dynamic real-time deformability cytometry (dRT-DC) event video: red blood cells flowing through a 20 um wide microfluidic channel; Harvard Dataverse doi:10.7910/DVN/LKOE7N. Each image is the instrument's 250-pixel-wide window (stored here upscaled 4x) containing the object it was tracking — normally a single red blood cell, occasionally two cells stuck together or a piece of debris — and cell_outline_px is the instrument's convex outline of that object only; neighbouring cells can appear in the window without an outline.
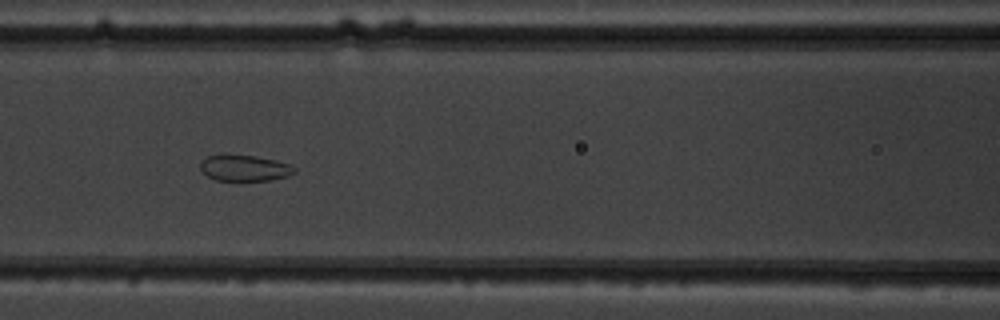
{"species": "common noctule bat (a hibernating species)", "species_latin": "Nyctalus noctula", "temperature_condition": "warm", "stored_images_in_passage": 10, "segment_of_instrument_passage": [1, 2], "camera_frame_rate_fps": 3000, "um_per_image_px": 0.085, "animal": {"sex": "male", "body_mass_g": 19.5, "forearm_length_mm": 54.6}, "frame": {"image": 1, "passage_image": 7, "time_ms": 7.0, "image_size_px": [1000, 320], "cell_outline_px": [[296, 172], [288, 176], [268, 180], [240, 184], [216, 180], [208, 176], [200, 168], [200, 160], [208, 156], [220, 152], [256, 156], [276, 160], [292, 164], [296, 168]], "centroid_in_image_um": [20.76, 14.29], "position_along_channel_um": 145.8, "area_um2": 15.49}}
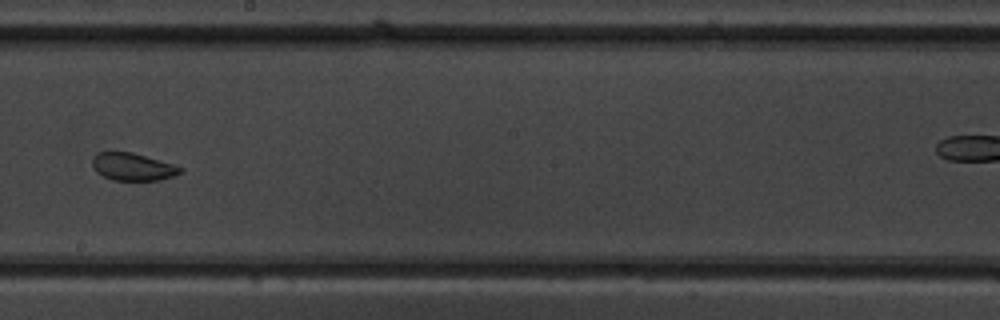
{"frame": {"image": 2, "passage_image": 9, "time_ms": 9.333, "image_size_px": [1000, 320], "cell_outline_px": [[184, 168], [180, 172], [172, 176], [160, 180], [112, 180], [96, 172], [92, 164], [92, 156], [96, 152], [132, 152], [172, 164]], "centroid_in_image_um": [11.24, 14.17], "position_along_channel_um": 237.0, "area_um2": 13.99}}